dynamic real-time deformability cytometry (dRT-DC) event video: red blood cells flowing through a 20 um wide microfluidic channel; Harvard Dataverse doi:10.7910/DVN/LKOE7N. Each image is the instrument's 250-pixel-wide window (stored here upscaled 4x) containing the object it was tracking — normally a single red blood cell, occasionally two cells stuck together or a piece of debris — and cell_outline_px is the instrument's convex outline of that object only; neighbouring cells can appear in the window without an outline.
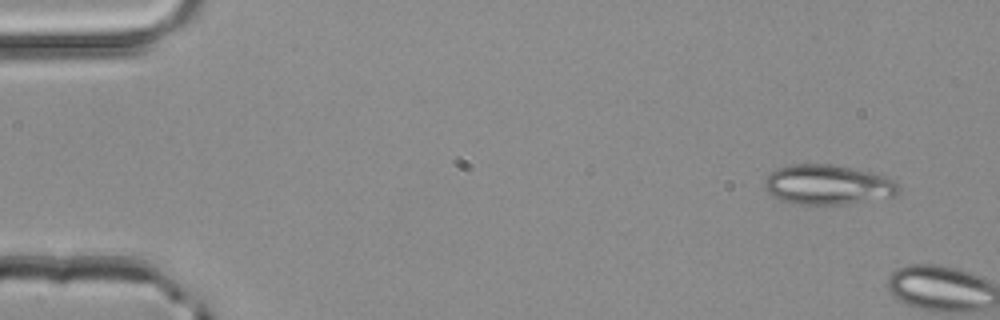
{"species": "common noctule bat (a hibernating species)", "species_latin": "Nyctalus noctula", "temperature_condition": "room temperature", "stored_images_in_passage": 4, "camera_frame_rate_fps": 3000, "um_per_image_px": 0.085, "animal": {"sex": "male", "body_mass_g": 20.4}, "frame": {"image": 1, "passage_image": 1, "time_ms": 0.0, "image_size_px": [1000, 320], "cell_outline_px": [[900, 192], [896, 196], [848, 204], [796, 204], [780, 200], [772, 196], [768, 192], [764, 184], [764, 180], [776, 168], [792, 164], [832, 164], [872, 172], [896, 180], [900, 188]], "centroid_in_image_um": [70.39, 15.7], "position_along_channel_um": 14.6, "area_um2": 31.39}}